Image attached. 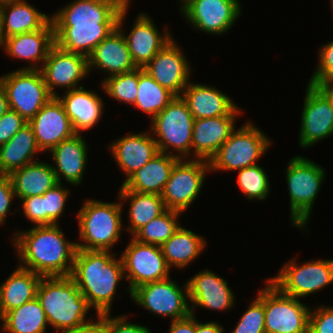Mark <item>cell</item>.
<instances>
[{
    "mask_svg": "<svg viewBox=\"0 0 333 333\" xmlns=\"http://www.w3.org/2000/svg\"><path fill=\"white\" fill-rule=\"evenodd\" d=\"M130 0H75L51 16L55 44L88 57L117 28L122 8Z\"/></svg>",
    "mask_w": 333,
    "mask_h": 333,
    "instance_id": "1",
    "label": "cell"
},
{
    "mask_svg": "<svg viewBox=\"0 0 333 333\" xmlns=\"http://www.w3.org/2000/svg\"><path fill=\"white\" fill-rule=\"evenodd\" d=\"M12 241L22 268L42 277L71 276L77 246L64 237L59 224L17 231Z\"/></svg>",
    "mask_w": 333,
    "mask_h": 333,
    "instance_id": "2",
    "label": "cell"
},
{
    "mask_svg": "<svg viewBox=\"0 0 333 333\" xmlns=\"http://www.w3.org/2000/svg\"><path fill=\"white\" fill-rule=\"evenodd\" d=\"M77 249L71 277L97 314H111L118 283L124 278L121 257L116 252Z\"/></svg>",
    "mask_w": 333,
    "mask_h": 333,
    "instance_id": "3",
    "label": "cell"
},
{
    "mask_svg": "<svg viewBox=\"0 0 333 333\" xmlns=\"http://www.w3.org/2000/svg\"><path fill=\"white\" fill-rule=\"evenodd\" d=\"M36 298L45 311L48 324L57 332L86 323L92 309L71 276L42 277Z\"/></svg>",
    "mask_w": 333,
    "mask_h": 333,
    "instance_id": "4",
    "label": "cell"
},
{
    "mask_svg": "<svg viewBox=\"0 0 333 333\" xmlns=\"http://www.w3.org/2000/svg\"><path fill=\"white\" fill-rule=\"evenodd\" d=\"M122 202H101L87 199L78 211L79 238L76 242L79 250L111 251L121 237Z\"/></svg>",
    "mask_w": 333,
    "mask_h": 333,
    "instance_id": "5",
    "label": "cell"
},
{
    "mask_svg": "<svg viewBox=\"0 0 333 333\" xmlns=\"http://www.w3.org/2000/svg\"><path fill=\"white\" fill-rule=\"evenodd\" d=\"M290 199V220L304 229L325 179V169L303 156H294L285 170Z\"/></svg>",
    "mask_w": 333,
    "mask_h": 333,
    "instance_id": "6",
    "label": "cell"
},
{
    "mask_svg": "<svg viewBox=\"0 0 333 333\" xmlns=\"http://www.w3.org/2000/svg\"><path fill=\"white\" fill-rule=\"evenodd\" d=\"M151 121L150 131L153 132L159 152L175 155L179 159L191 155L195 119L181 96H175ZM170 148L178 152L170 153Z\"/></svg>",
    "mask_w": 333,
    "mask_h": 333,
    "instance_id": "7",
    "label": "cell"
},
{
    "mask_svg": "<svg viewBox=\"0 0 333 333\" xmlns=\"http://www.w3.org/2000/svg\"><path fill=\"white\" fill-rule=\"evenodd\" d=\"M271 141L266 135L250 121L234 130L230 137L210 159L211 171H238L245 167L257 165L270 147Z\"/></svg>",
    "mask_w": 333,
    "mask_h": 333,
    "instance_id": "8",
    "label": "cell"
},
{
    "mask_svg": "<svg viewBox=\"0 0 333 333\" xmlns=\"http://www.w3.org/2000/svg\"><path fill=\"white\" fill-rule=\"evenodd\" d=\"M9 109L18 112L27 122L53 97L41 70L19 69L0 77Z\"/></svg>",
    "mask_w": 333,
    "mask_h": 333,
    "instance_id": "9",
    "label": "cell"
},
{
    "mask_svg": "<svg viewBox=\"0 0 333 333\" xmlns=\"http://www.w3.org/2000/svg\"><path fill=\"white\" fill-rule=\"evenodd\" d=\"M264 287L266 333H309L310 307L284 294L269 279Z\"/></svg>",
    "mask_w": 333,
    "mask_h": 333,
    "instance_id": "10",
    "label": "cell"
},
{
    "mask_svg": "<svg viewBox=\"0 0 333 333\" xmlns=\"http://www.w3.org/2000/svg\"><path fill=\"white\" fill-rule=\"evenodd\" d=\"M296 262L293 258L276 276L268 278L284 294L299 299L333 283V259L307 261L302 265Z\"/></svg>",
    "mask_w": 333,
    "mask_h": 333,
    "instance_id": "11",
    "label": "cell"
},
{
    "mask_svg": "<svg viewBox=\"0 0 333 333\" xmlns=\"http://www.w3.org/2000/svg\"><path fill=\"white\" fill-rule=\"evenodd\" d=\"M182 289L168 277L135 288L129 297L150 313L156 316L171 317V321H174L186 318L191 314L187 282L184 290Z\"/></svg>",
    "mask_w": 333,
    "mask_h": 333,
    "instance_id": "12",
    "label": "cell"
},
{
    "mask_svg": "<svg viewBox=\"0 0 333 333\" xmlns=\"http://www.w3.org/2000/svg\"><path fill=\"white\" fill-rule=\"evenodd\" d=\"M192 159H179L173 166L161 194L166 209L183 213L199 196L210 165L209 161Z\"/></svg>",
    "mask_w": 333,
    "mask_h": 333,
    "instance_id": "13",
    "label": "cell"
},
{
    "mask_svg": "<svg viewBox=\"0 0 333 333\" xmlns=\"http://www.w3.org/2000/svg\"><path fill=\"white\" fill-rule=\"evenodd\" d=\"M120 257L125 280L129 281V295L143 284L170 277V267L158 245L141 243L132 237Z\"/></svg>",
    "mask_w": 333,
    "mask_h": 333,
    "instance_id": "14",
    "label": "cell"
},
{
    "mask_svg": "<svg viewBox=\"0 0 333 333\" xmlns=\"http://www.w3.org/2000/svg\"><path fill=\"white\" fill-rule=\"evenodd\" d=\"M299 144L308 148L333 135V104L317 86L308 84L301 111Z\"/></svg>",
    "mask_w": 333,
    "mask_h": 333,
    "instance_id": "15",
    "label": "cell"
},
{
    "mask_svg": "<svg viewBox=\"0 0 333 333\" xmlns=\"http://www.w3.org/2000/svg\"><path fill=\"white\" fill-rule=\"evenodd\" d=\"M239 0H192L181 10L193 29L207 34L226 33L241 14Z\"/></svg>",
    "mask_w": 333,
    "mask_h": 333,
    "instance_id": "16",
    "label": "cell"
},
{
    "mask_svg": "<svg viewBox=\"0 0 333 333\" xmlns=\"http://www.w3.org/2000/svg\"><path fill=\"white\" fill-rule=\"evenodd\" d=\"M128 2L121 10L117 28L113 30L105 39H103L87 57L88 71L96 67L100 71L109 72L107 77L130 72L136 69L123 32V23L129 10ZM91 69V70H90Z\"/></svg>",
    "mask_w": 333,
    "mask_h": 333,
    "instance_id": "17",
    "label": "cell"
},
{
    "mask_svg": "<svg viewBox=\"0 0 333 333\" xmlns=\"http://www.w3.org/2000/svg\"><path fill=\"white\" fill-rule=\"evenodd\" d=\"M40 70L53 96L57 95V87L67 90L82 87L79 82L89 74L86 56L63 50L56 44L50 49Z\"/></svg>",
    "mask_w": 333,
    "mask_h": 333,
    "instance_id": "18",
    "label": "cell"
},
{
    "mask_svg": "<svg viewBox=\"0 0 333 333\" xmlns=\"http://www.w3.org/2000/svg\"><path fill=\"white\" fill-rule=\"evenodd\" d=\"M174 39L168 42L143 68L174 96H181L190 80V63Z\"/></svg>",
    "mask_w": 333,
    "mask_h": 333,
    "instance_id": "19",
    "label": "cell"
},
{
    "mask_svg": "<svg viewBox=\"0 0 333 333\" xmlns=\"http://www.w3.org/2000/svg\"><path fill=\"white\" fill-rule=\"evenodd\" d=\"M41 151H50L60 142L73 137L71 121L60 100L53 96L28 122Z\"/></svg>",
    "mask_w": 333,
    "mask_h": 333,
    "instance_id": "20",
    "label": "cell"
},
{
    "mask_svg": "<svg viewBox=\"0 0 333 333\" xmlns=\"http://www.w3.org/2000/svg\"><path fill=\"white\" fill-rule=\"evenodd\" d=\"M241 112L237 106L229 115L195 119L191 146L194 159L210 161L235 130V119Z\"/></svg>",
    "mask_w": 333,
    "mask_h": 333,
    "instance_id": "21",
    "label": "cell"
},
{
    "mask_svg": "<svg viewBox=\"0 0 333 333\" xmlns=\"http://www.w3.org/2000/svg\"><path fill=\"white\" fill-rule=\"evenodd\" d=\"M188 298L192 304L191 313L196 307L209 310H229L234 304V294L228 282L208 269L192 276L188 281Z\"/></svg>",
    "mask_w": 333,
    "mask_h": 333,
    "instance_id": "22",
    "label": "cell"
},
{
    "mask_svg": "<svg viewBox=\"0 0 333 333\" xmlns=\"http://www.w3.org/2000/svg\"><path fill=\"white\" fill-rule=\"evenodd\" d=\"M54 44V25L51 20L42 29L5 38L2 49L12 58L26 60L30 63V66L28 65L21 69L39 70Z\"/></svg>",
    "mask_w": 333,
    "mask_h": 333,
    "instance_id": "23",
    "label": "cell"
},
{
    "mask_svg": "<svg viewBox=\"0 0 333 333\" xmlns=\"http://www.w3.org/2000/svg\"><path fill=\"white\" fill-rule=\"evenodd\" d=\"M150 16L140 13L125 39L132 60L137 68H144L150 60L174 37L169 30L164 33L156 29Z\"/></svg>",
    "mask_w": 333,
    "mask_h": 333,
    "instance_id": "24",
    "label": "cell"
},
{
    "mask_svg": "<svg viewBox=\"0 0 333 333\" xmlns=\"http://www.w3.org/2000/svg\"><path fill=\"white\" fill-rule=\"evenodd\" d=\"M111 155L127 179L159 153L158 145L149 132L128 134L108 147Z\"/></svg>",
    "mask_w": 333,
    "mask_h": 333,
    "instance_id": "25",
    "label": "cell"
},
{
    "mask_svg": "<svg viewBox=\"0 0 333 333\" xmlns=\"http://www.w3.org/2000/svg\"><path fill=\"white\" fill-rule=\"evenodd\" d=\"M56 97L62 103L76 133L91 130L101 120L103 99L93 90L88 91L82 86L66 90L62 97L58 94Z\"/></svg>",
    "mask_w": 333,
    "mask_h": 333,
    "instance_id": "26",
    "label": "cell"
},
{
    "mask_svg": "<svg viewBox=\"0 0 333 333\" xmlns=\"http://www.w3.org/2000/svg\"><path fill=\"white\" fill-rule=\"evenodd\" d=\"M49 152L53 156L55 167L52 165V169L58 183H62V178L72 186L82 183L88 161V150L81 134L76 133L73 137L60 142Z\"/></svg>",
    "mask_w": 333,
    "mask_h": 333,
    "instance_id": "27",
    "label": "cell"
},
{
    "mask_svg": "<svg viewBox=\"0 0 333 333\" xmlns=\"http://www.w3.org/2000/svg\"><path fill=\"white\" fill-rule=\"evenodd\" d=\"M181 97L194 119L229 115L237 107L233 100L219 89L191 81L184 88Z\"/></svg>",
    "mask_w": 333,
    "mask_h": 333,
    "instance_id": "28",
    "label": "cell"
},
{
    "mask_svg": "<svg viewBox=\"0 0 333 333\" xmlns=\"http://www.w3.org/2000/svg\"><path fill=\"white\" fill-rule=\"evenodd\" d=\"M178 157L159 152L148 163L131 174L122 186L139 193L161 195Z\"/></svg>",
    "mask_w": 333,
    "mask_h": 333,
    "instance_id": "29",
    "label": "cell"
},
{
    "mask_svg": "<svg viewBox=\"0 0 333 333\" xmlns=\"http://www.w3.org/2000/svg\"><path fill=\"white\" fill-rule=\"evenodd\" d=\"M0 20L4 40L44 28L51 21V15L41 13L25 0H13L0 4Z\"/></svg>",
    "mask_w": 333,
    "mask_h": 333,
    "instance_id": "30",
    "label": "cell"
},
{
    "mask_svg": "<svg viewBox=\"0 0 333 333\" xmlns=\"http://www.w3.org/2000/svg\"><path fill=\"white\" fill-rule=\"evenodd\" d=\"M42 276L21 266L0 285V319L36 297Z\"/></svg>",
    "mask_w": 333,
    "mask_h": 333,
    "instance_id": "31",
    "label": "cell"
},
{
    "mask_svg": "<svg viewBox=\"0 0 333 333\" xmlns=\"http://www.w3.org/2000/svg\"><path fill=\"white\" fill-rule=\"evenodd\" d=\"M9 177L18 199L43 195L58 184L52 165L38 160L11 172Z\"/></svg>",
    "mask_w": 333,
    "mask_h": 333,
    "instance_id": "32",
    "label": "cell"
},
{
    "mask_svg": "<svg viewBox=\"0 0 333 333\" xmlns=\"http://www.w3.org/2000/svg\"><path fill=\"white\" fill-rule=\"evenodd\" d=\"M42 152L37 145L32 127L26 123L11 139L0 146V174L11 172L33 163L35 154Z\"/></svg>",
    "mask_w": 333,
    "mask_h": 333,
    "instance_id": "33",
    "label": "cell"
},
{
    "mask_svg": "<svg viewBox=\"0 0 333 333\" xmlns=\"http://www.w3.org/2000/svg\"><path fill=\"white\" fill-rule=\"evenodd\" d=\"M206 245L204 237L180 226L160 248L170 269H183L201 255Z\"/></svg>",
    "mask_w": 333,
    "mask_h": 333,
    "instance_id": "34",
    "label": "cell"
},
{
    "mask_svg": "<svg viewBox=\"0 0 333 333\" xmlns=\"http://www.w3.org/2000/svg\"><path fill=\"white\" fill-rule=\"evenodd\" d=\"M118 195V200H121V202L130 199V208L128 210L129 226H127V230L132 236L166 210L161 195L139 193L127 190L123 186H120Z\"/></svg>",
    "mask_w": 333,
    "mask_h": 333,
    "instance_id": "35",
    "label": "cell"
},
{
    "mask_svg": "<svg viewBox=\"0 0 333 333\" xmlns=\"http://www.w3.org/2000/svg\"><path fill=\"white\" fill-rule=\"evenodd\" d=\"M0 321V331L8 333H46L49 325L45 311L36 297L7 312Z\"/></svg>",
    "mask_w": 333,
    "mask_h": 333,
    "instance_id": "36",
    "label": "cell"
},
{
    "mask_svg": "<svg viewBox=\"0 0 333 333\" xmlns=\"http://www.w3.org/2000/svg\"><path fill=\"white\" fill-rule=\"evenodd\" d=\"M175 96L157 83L143 68H138V89L132 105L151 116L160 113Z\"/></svg>",
    "mask_w": 333,
    "mask_h": 333,
    "instance_id": "37",
    "label": "cell"
},
{
    "mask_svg": "<svg viewBox=\"0 0 333 333\" xmlns=\"http://www.w3.org/2000/svg\"><path fill=\"white\" fill-rule=\"evenodd\" d=\"M182 213L166 209L160 216L140 228L132 237L141 243L161 246L180 227L178 218Z\"/></svg>",
    "mask_w": 333,
    "mask_h": 333,
    "instance_id": "38",
    "label": "cell"
},
{
    "mask_svg": "<svg viewBox=\"0 0 333 333\" xmlns=\"http://www.w3.org/2000/svg\"><path fill=\"white\" fill-rule=\"evenodd\" d=\"M101 86L110 98L133 105L137 97L138 68L130 72L105 77Z\"/></svg>",
    "mask_w": 333,
    "mask_h": 333,
    "instance_id": "39",
    "label": "cell"
},
{
    "mask_svg": "<svg viewBox=\"0 0 333 333\" xmlns=\"http://www.w3.org/2000/svg\"><path fill=\"white\" fill-rule=\"evenodd\" d=\"M238 187L250 200H264L270 192L268 175L259 164L238 170Z\"/></svg>",
    "mask_w": 333,
    "mask_h": 333,
    "instance_id": "40",
    "label": "cell"
},
{
    "mask_svg": "<svg viewBox=\"0 0 333 333\" xmlns=\"http://www.w3.org/2000/svg\"><path fill=\"white\" fill-rule=\"evenodd\" d=\"M264 316V289L258 291L257 298L240 316L235 329L231 333H266Z\"/></svg>",
    "mask_w": 333,
    "mask_h": 333,
    "instance_id": "41",
    "label": "cell"
},
{
    "mask_svg": "<svg viewBox=\"0 0 333 333\" xmlns=\"http://www.w3.org/2000/svg\"><path fill=\"white\" fill-rule=\"evenodd\" d=\"M69 189L62 187V183L56 184L44 195L45 199V225L59 224V218L64 212Z\"/></svg>",
    "mask_w": 333,
    "mask_h": 333,
    "instance_id": "42",
    "label": "cell"
},
{
    "mask_svg": "<svg viewBox=\"0 0 333 333\" xmlns=\"http://www.w3.org/2000/svg\"><path fill=\"white\" fill-rule=\"evenodd\" d=\"M321 47L318 56L319 64L308 82V84L317 87L333 83V41Z\"/></svg>",
    "mask_w": 333,
    "mask_h": 333,
    "instance_id": "43",
    "label": "cell"
},
{
    "mask_svg": "<svg viewBox=\"0 0 333 333\" xmlns=\"http://www.w3.org/2000/svg\"><path fill=\"white\" fill-rule=\"evenodd\" d=\"M309 333H333V307L317 306L310 311Z\"/></svg>",
    "mask_w": 333,
    "mask_h": 333,
    "instance_id": "44",
    "label": "cell"
},
{
    "mask_svg": "<svg viewBox=\"0 0 333 333\" xmlns=\"http://www.w3.org/2000/svg\"><path fill=\"white\" fill-rule=\"evenodd\" d=\"M21 208L26 219H29L35 226L45 225V199L44 195L22 198Z\"/></svg>",
    "mask_w": 333,
    "mask_h": 333,
    "instance_id": "45",
    "label": "cell"
},
{
    "mask_svg": "<svg viewBox=\"0 0 333 333\" xmlns=\"http://www.w3.org/2000/svg\"><path fill=\"white\" fill-rule=\"evenodd\" d=\"M26 123L18 112L8 109L0 117V146L7 143Z\"/></svg>",
    "mask_w": 333,
    "mask_h": 333,
    "instance_id": "46",
    "label": "cell"
},
{
    "mask_svg": "<svg viewBox=\"0 0 333 333\" xmlns=\"http://www.w3.org/2000/svg\"><path fill=\"white\" fill-rule=\"evenodd\" d=\"M125 315L111 317L105 314V333H151L146 326L128 322Z\"/></svg>",
    "mask_w": 333,
    "mask_h": 333,
    "instance_id": "47",
    "label": "cell"
},
{
    "mask_svg": "<svg viewBox=\"0 0 333 333\" xmlns=\"http://www.w3.org/2000/svg\"><path fill=\"white\" fill-rule=\"evenodd\" d=\"M16 198L8 174H0V225L5 224L13 199Z\"/></svg>",
    "mask_w": 333,
    "mask_h": 333,
    "instance_id": "48",
    "label": "cell"
},
{
    "mask_svg": "<svg viewBox=\"0 0 333 333\" xmlns=\"http://www.w3.org/2000/svg\"><path fill=\"white\" fill-rule=\"evenodd\" d=\"M97 320L86 323L72 329H67L58 333H105V314H97Z\"/></svg>",
    "mask_w": 333,
    "mask_h": 333,
    "instance_id": "49",
    "label": "cell"
},
{
    "mask_svg": "<svg viewBox=\"0 0 333 333\" xmlns=\"http://www.w3.org/2000/svg\"><path fill=\"white\" fill-rule=\"evenodd\" d=\"M168 333H196L195 314L191 313L186 318L172 321Z\"/></svg>",
    "mask_w": 333,
    "mask_h": 333,
    "instance_id": "50",
    "label": "cell"
},
{
    "mask_svg": "<svg viewBox=\"0 0 333 333\" xmlns=\"http://www.w3.org/2000/svg\"><path fill=\"white\" fill-rule=\"evenodd\" d=\"M196 333H224V328L215 321L200 323L196 320Z\"/></svg>",
    "mask_w": 333,
    "mask_h": 333,
    "instance_id": "51",
    "label": "cell"
},
{
    "mask_svg": "<svg viewBox=\"0 0 333 333\" xmlns=\"http://www.w3.org/2000/svg\"><path fill=\"white\" fill-rule=\"evenodd\" d=\"M9 109L6 92L0 85V117Z\"/></svg>",
    "mask_w": 333,
    "mask_h": 333,
    "instance_id": "52",
    "label": "cell"
},
{
    "mask_svg": "<svg viewBox=\"0 0 333 333\" xmlns=\"http://www.w3.org/2000/svg\"><path fill=\"white\" fill-rule=\"evenodd\" d=\"M319 88L331 99L333 104V83L324 84Z\"/></svg>",
    "mask_w": 333,
    "mask_h": 333,
    "instance_id": "53",
    "label": "cell"
},
{
    "mask_svg": "<svg viewBox=\"0 0 333 333\" xmlns=\"http://www.w3.org/2000/svg\"><path fill=\"white\" fill-rule=\"evenodd\" d=\"M181 1V7H180V11L186 7L192 0H180Z\"/></svg>",
    "mask_w": 333,
    "mask_h": 333,
    "instance_id": "54",
    "label": "cell"
},
{
    "mask_svg": "<svg viewBox=\"0 0 333 333\" xmlns=\"http://www.w3.org/2000/svg\"><path fill=\"white\" fill-rule=\"evenodd\" d=\"M3 46V36L1 33V20H0V48Z\"/></svg>",
    "mask_w": 333,
    "mask_h": 333,
    "instance_id": "55",
    "label": "cell"
},
{
    "mask_svg": "<svg viewBox=\"0 0 333 333\" xmlns=\"http://www.w3.org/2000/svg\"><path fill=\"white\" fill-rule=\"evenodd\" d=\"M9 1H13V0H0V4L5 3V2H9Z\"/></svg>",
    "mask_w": 333,
    "mask_h": 333,
    "instance_id": "56",
    "label": "cell"
}]
</instances>
